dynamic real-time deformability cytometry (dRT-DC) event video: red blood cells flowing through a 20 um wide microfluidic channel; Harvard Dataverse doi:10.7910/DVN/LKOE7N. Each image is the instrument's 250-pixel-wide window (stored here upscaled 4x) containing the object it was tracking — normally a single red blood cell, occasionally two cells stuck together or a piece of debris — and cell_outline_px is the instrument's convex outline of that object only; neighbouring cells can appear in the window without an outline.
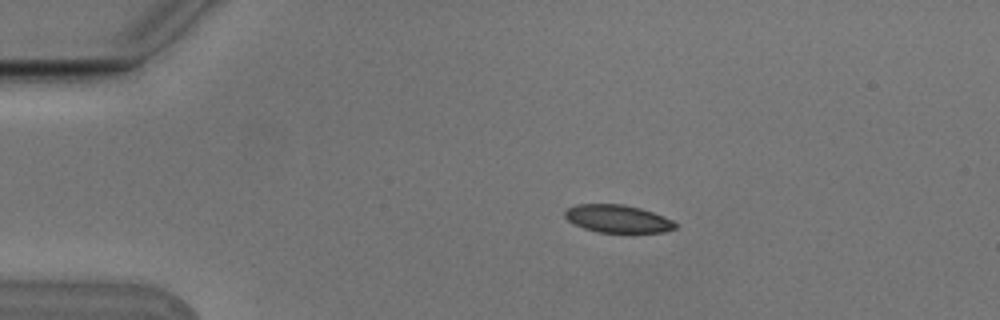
{"species": "Egyptian fruit bat (a non-hibernating species)", "species_latin": "Rousettus aegyptiacus", "temperature_condition": "cold", "stored_images_in_passage": 3, "segment_of_instrument_passage": [1, 2], "camera_frame_rate_fps": 3000, "um_per_image_px": 0.085, "animal": {"sex": "male"}, "frame": {"image": 1, "passage_image": 1, "time_ms": 0.0, "image_size_px": [1000, 320], "cell_outline_px": [[676, 228], [664, 232], [596, 232], [584, 228], [568, 220], [564, 216], [564, 212], [568, 208], [576, 204], [624, 204], [640, 208], [652, 212], [672, 220], [676, 224]], "centroid_in_image_um": [52.49, 18.59], "position_along_channel_um": 32.5, "area_um2": 17.69}}